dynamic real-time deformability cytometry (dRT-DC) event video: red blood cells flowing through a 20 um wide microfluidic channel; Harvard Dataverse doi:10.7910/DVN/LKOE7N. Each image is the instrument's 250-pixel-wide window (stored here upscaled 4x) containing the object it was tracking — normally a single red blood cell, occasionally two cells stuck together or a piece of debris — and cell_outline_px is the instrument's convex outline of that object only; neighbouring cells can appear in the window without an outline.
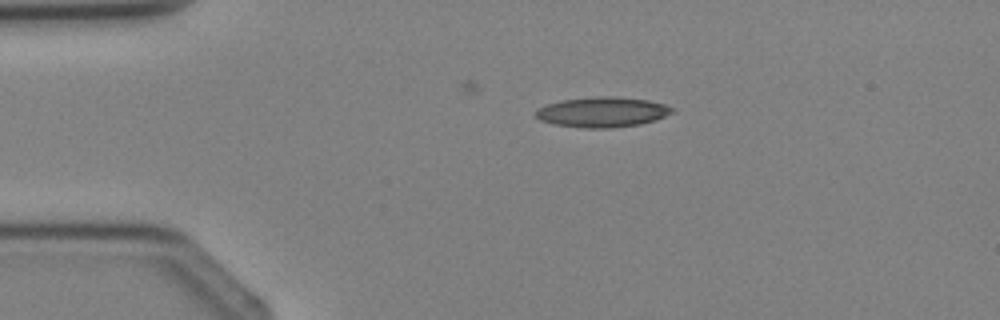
{"species": "Egyptian fruit bat (a non-hibernating species)", "species_latin": "Rousettus aegyptiacus", "temperature_condition": "cold", "stored_images_in_passage": 1, "camera_frame_rate_fps": 3000, "um_per_image_px": 0.085, "animal": {"sex": "female"}, "frame": {"image": 1, "passage_image": 1, "time_ms": 0.0, "image_size_px": [1000, 320], "cell_outline_px": [[676, 112], [656, 120], [640, 124], [612, 128], [584, 128], [556, 124], [540, 120], [536, 116], [536, 108], [560, 100], [592, 96], [616, 96], [648, 100], [664, 104], [672, 108]], "centroid_in_image_um": [51.22, 9.52], "position_along_channel_um": 33.8, "area_um2": 24.16}}